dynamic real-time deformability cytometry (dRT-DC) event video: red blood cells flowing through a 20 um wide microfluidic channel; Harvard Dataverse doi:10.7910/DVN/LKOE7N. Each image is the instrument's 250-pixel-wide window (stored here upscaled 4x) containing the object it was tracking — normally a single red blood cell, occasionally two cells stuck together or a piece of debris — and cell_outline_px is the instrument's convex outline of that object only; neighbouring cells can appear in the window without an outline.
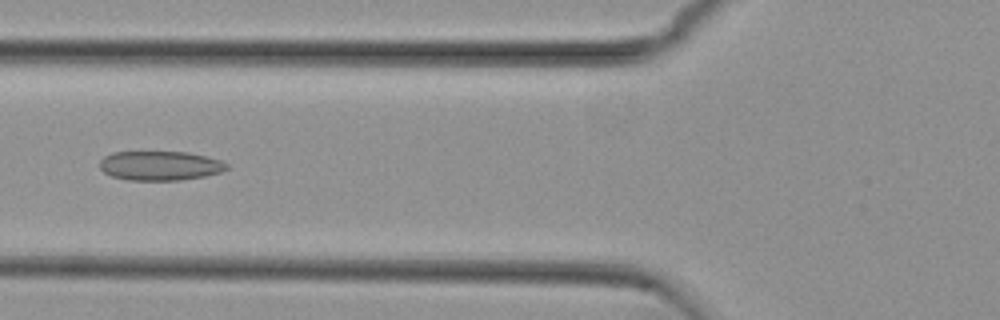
{"species": "common noctule bat (a hibernating species)", "species_latin": "Nyctalus noctula", "temperature_condition": "cold", "stored_images_in_passage": 39, "camera_frame_rate_fps": 3000, "um_per_image_px": 0.085, "animal": {"sex": "female", "body_mass_g": 29.2, "forearm_length_mm": 56.3}, "frame": {"image": 1, "passage_image": 13, "time_ms": 4.0, "image_size_px": [1000, 320], "cell_outline_px": [[228, 168], [220, 172], [204, 176], [180, 180], [128, 180], [112, 176], [104, 172], [100, 168], [100, 160], [104, 156], [112, 152], [188, 152], [220, 160], [228, 164]], "centroid_in_image_um": [13.58, 14.08], "position_along_channel_um": 112.2, "area_um2": 21.62}}
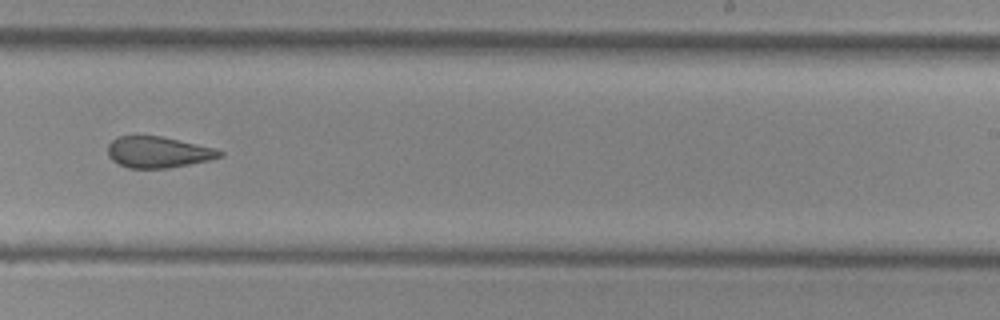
{"frame": {"image": 2, "passage_image": 26, "time_ms": 8.333, "image_size_px": [1000, 320], "cell_outline_px": [[224, 156], [208, 160], [168, 168], [128, 168], [112, 160], [108, 156], [108, 144], [112, 140], [120, 136], [160, 136], [196, 144], [212, 148], [224, 152]], "centroid_in_image_um": [13.42, 12.94], "position_along_channel_um": 275.6, "area_um2": 20.06}}
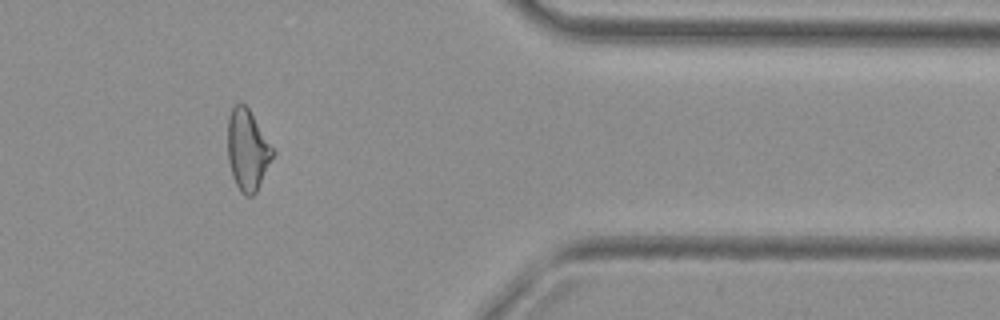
{"frame": {"image": 3, "passage_image": 37, "time_ms": 12.0, "image_size_px": [1000, 320], "cell_outline_px": [[276, 152], [256, 192], [252, 196], [244, 196], [240, 192], [232, 176], [228, 160], [228, 116], [232, 108], [236, 104], [244, 104], [248, 108]], "centroid_in_image_um": [21.04, 12.77], "position_along_channel_um": 390.4, "area_um2": 21.21}, "authors_computed_cell_mechanics": {"area_um2": 21.5594, "velocity_mm_per_s": 3.7701, "shape_relaxation_time_tau1_ms": null, "shape_relaxation_time_tau2_ms": 3.4699, "deformation_change_tau1": null, "deformation_change_tau2": 0.1277}}